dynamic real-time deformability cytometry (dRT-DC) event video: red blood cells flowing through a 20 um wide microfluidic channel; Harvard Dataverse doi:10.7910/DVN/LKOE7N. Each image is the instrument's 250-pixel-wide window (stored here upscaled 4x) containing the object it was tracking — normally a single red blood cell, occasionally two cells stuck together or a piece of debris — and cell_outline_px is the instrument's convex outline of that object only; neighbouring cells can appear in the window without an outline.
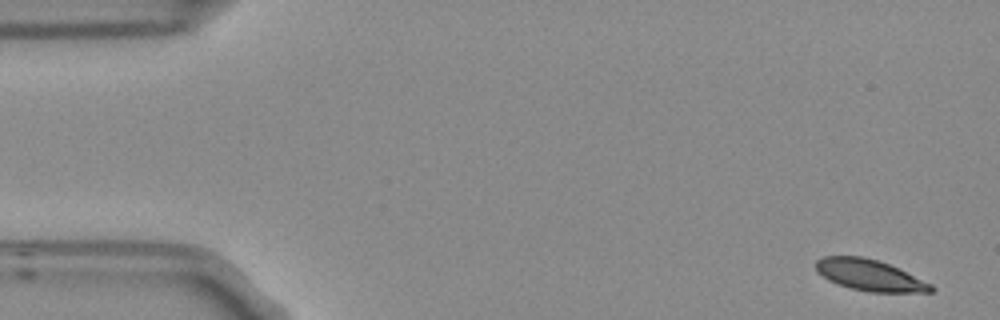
{"species": "Egyptian fruit bat (a non-hibernating species)", "species_latin": "Rousettus aegyptiacus", "temperature_condition": "room temperature", "stored_images_in_passage": 4, "camera_frame_rate_fps": 3000, "um_per_image_px": 0.085, "frame": {"image": 1, "passage_image": 1, "time_ms": 0.0, "image_size_px": [1000, 320], "cell_outline_px": [[936, 288], [932, 292], [868, 292], [852, 288], [828, 280], [816, 272], [816, 260], [824, 256], [864, 256], [888, 264], [932, 284]], "centroid_in_image_um": [73.91, 23.39], "position_along_channel_um": 11.1, "area_um2": 20.75}}
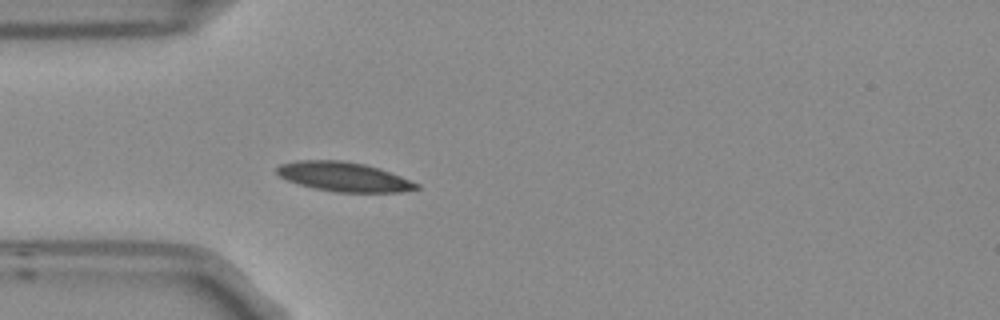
{"frame": {"image": 2, "passage_image": 4, "time_ms": 1.0, "image_size_px": [1000, 320], "cell_outline_px": [[420, 188], [400, 192], [336, 192], [316, 188], [300, 184], [288, 180], [280, 176], [276, 172], [276, 168], [280, 164], [296, 160], [340, 160], [364, 164], [380, 168], [420, 184]], "centroid_in_image_um": [29.23, 15.02], "position_along_channel_um": 55.8, "area_um2": 23.76}}